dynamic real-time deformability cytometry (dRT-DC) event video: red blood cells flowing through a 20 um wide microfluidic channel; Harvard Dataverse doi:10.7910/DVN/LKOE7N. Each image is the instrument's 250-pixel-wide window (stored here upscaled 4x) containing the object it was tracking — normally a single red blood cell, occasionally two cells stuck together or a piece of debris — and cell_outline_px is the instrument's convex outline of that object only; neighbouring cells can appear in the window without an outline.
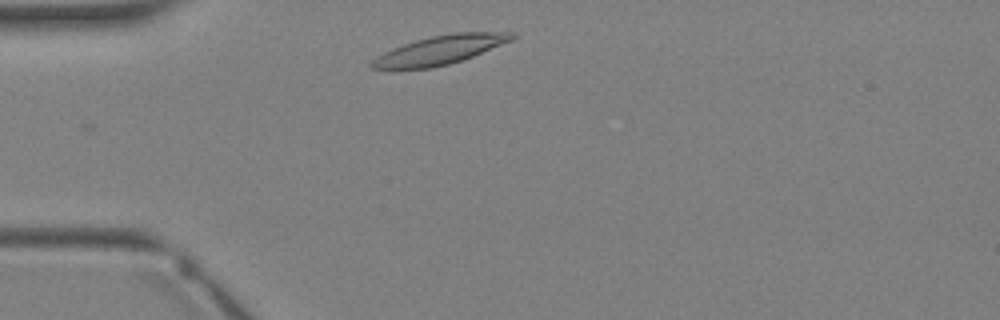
{"species": "Egyptian fruit bat (a non-hibernating species)", "species_latin": "Rousettus aegyptiacus", "temperature_condition": "warm", "stored_images_in_passage": 1, "camera_frame_rate_fps": 3000, "um_per_image_px": 0.085, "animal": {"sex": "female"}, "frame": {"image": 1, "passage_image": 1, "time_ms": 0.0, "image_size_px": [1000, 320], "cell_outline_px": [[516, 36], [512, 40], [472, 56], [448, 64], [432, 68], [372, 68], [372, 60], [376, 56], [392, 48], [416, 40], [432, 36], [452, 32], [516, 32]], "centroid_in_image_um": [37.43, 4.22], "position_along_channel_um": 47.6, "area_um2": 23.06}}